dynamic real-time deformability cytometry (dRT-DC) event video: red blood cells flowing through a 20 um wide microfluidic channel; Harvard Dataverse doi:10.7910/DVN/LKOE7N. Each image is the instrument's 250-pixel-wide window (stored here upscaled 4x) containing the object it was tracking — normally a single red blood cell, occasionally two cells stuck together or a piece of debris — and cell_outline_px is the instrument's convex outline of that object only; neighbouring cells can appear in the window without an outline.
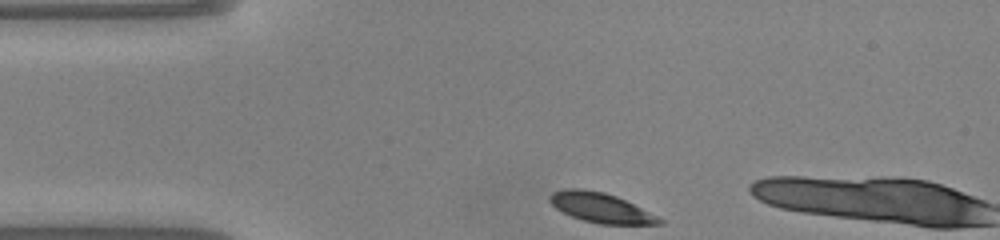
{"species": "common noctule bat (a hibernating species)", "species_latin": "Nyctalus noctula", "temperature_condition": "warm", "stored_images_in_passage": 3, "camera_frame_rate_fps": 3000, "um_per_image_px": 0.085, "animal": {"sex": "male", "body_mass_g": 20.0, "forearm_length_mm": 53.3}, "frame": {"image": 1, "passage_image": 1, "time_ms": 0.0, "image_size_px": [1000, 240], "cell_outline_px": [[664, 224], [600, 224], [584, 220], [572, 216], [556, 208], [548, 200], [548, 196], [552, 192], [568, 188], [580, 188], [604, 192], [616, 196], [664, 220]], "centroid_in_image_um": [51.03, 17.65], "position_along_channel_um": 34.0, "area_um2": 18.67}}